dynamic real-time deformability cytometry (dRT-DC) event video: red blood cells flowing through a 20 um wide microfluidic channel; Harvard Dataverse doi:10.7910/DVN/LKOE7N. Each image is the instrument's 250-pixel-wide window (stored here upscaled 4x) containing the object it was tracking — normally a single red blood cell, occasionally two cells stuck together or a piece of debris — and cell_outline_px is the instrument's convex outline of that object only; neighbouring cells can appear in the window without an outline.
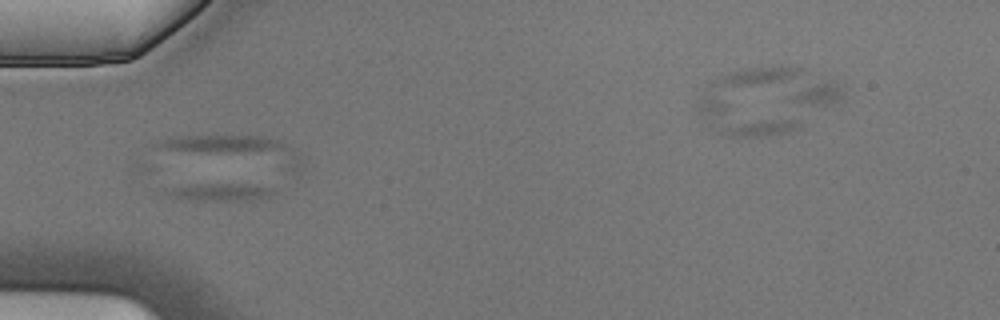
{"species": "Egyptian fruit bat (a non-hibernating species)", "species_latin": "Rousettus aegyptiacus", "temperature_condition": "cold", "stored_images_in_passage": 6, "camera_frame_rate_fps": 3000, "um_per_image_px": 0.085, "animal": {"sex": "male"}, "frame": {"image": 1, "passage_image": 6, "time_ms": 1.667, "image_size_px": [1000, 320], "cell_outline_px": [[276, 192], [272, 196], [248, 200], [188, 200], [168, 196], [164, 192], [164, 188], [192, 184], [244, 184], [272, 188]], "centroid_in_image_um": [18.62, 16.32], "position_along_channel_um": 66.4, "area_um2": 10.98}}